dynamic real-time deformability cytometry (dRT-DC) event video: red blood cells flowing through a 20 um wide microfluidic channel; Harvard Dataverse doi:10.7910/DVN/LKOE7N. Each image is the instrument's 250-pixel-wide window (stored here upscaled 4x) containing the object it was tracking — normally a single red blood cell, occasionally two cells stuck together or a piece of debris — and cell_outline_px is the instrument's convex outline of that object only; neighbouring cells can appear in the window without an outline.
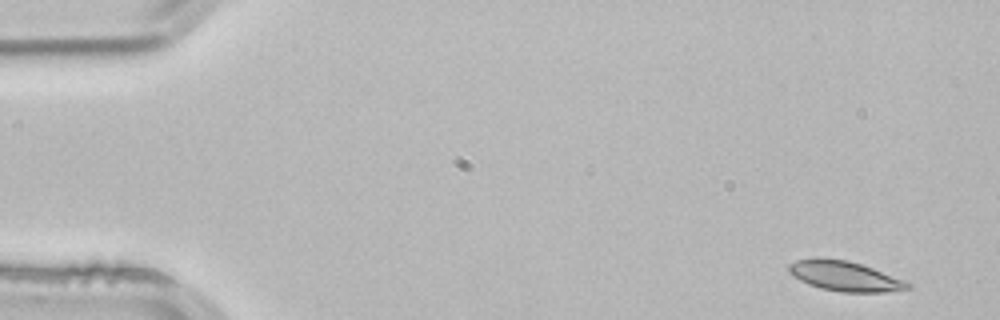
{"species": "common noctule bat (a hibernating species)", "species_latin": "Nyctalus noctula", "temperature_condition": "room temperature", "stored_images_in_passage": 3, "camera_frame_rate_fps": 3000, "um_per_image_px": 0.085, "animal": {"sex": "male", "body_mass_g": 21.5, "forearm_length_mm": 52.0}, "frame": {"image": 1, "passage_image": 1, "time_ms": 0.0, "image_size_px": [1000, 320], "cell_outline_px": [[912, 288], [884, 292], [840, 292], [820, 288], [808, 284], [800, 280], [788, 272], [788, 264], [796, 260], [816, 256], [848, 260], [912, 280]], "centroid_in_image_um": [71.88, 23.45], "position_along_channel_um": 13.1, "area_um2": 21.5}}